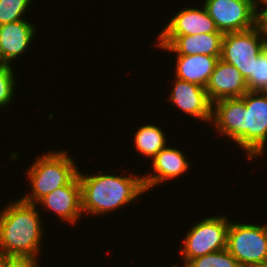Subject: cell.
Wrapping results in <instances>:
<instances>
[{
  "label": "cell",
  "instance_id": "5bb4252c",
  "mask_svg": "<svg viewBox=\"0 0 267 267\" xmlns=\"http://www.w3.org/2000/svg\"><path fill=\"white\" fill-rule=\"evenodd\" d=\"M202 33H222L206 8H183L161 30L159 35H196Z\"/></svg>",
  "mask_w": 267,
  "mask_h": 267
},
{
  "label": "cell",
  "instance_id": "2e32d148",
  "mask_svg": "<svg viewBox=\"0 0 267 267\" xmlns=\"http://www.w3.org/2000/svg\"><path fill=\"white\" fill-rule=\"evenodd\" d=\"M175 77L206 87L220 57L205 54L176 55Z\"/></svg>",
  "mask_w": 267,
  "mask_h": 267
},
{
  "label": "cell",
  "instance_id": "52a82bcc",
  "mask_svg": "<svg viewBox=\"0 0 267 267\" xmlns=\"http://www.w3.org/2000/svg\"><path fill=\"white\" fill-rule=\"evenodd\" d=\"M266 47V38L258 24L246 31L224 33L220 59L235 66L247 81L252 73L254 59Z\"/></svg>",
  "mask_w": 267,
  "mask_h": 267
},
{
  "label": "cell",
  "instance_id": "9c48e42d",
  "mask_svg": "<svg viewBox=\"0 0 267 267\" xmlns=\"http://www.w3.org/2000/svg\"><path fill=\"white\" fill-rule=\"evenodd\" d=\"M224 33L158 35L156 46L176 55L205 54L220 57Z\"/></svg>",
  "mask_w": 267,
  "mask_h": 267
},
{
  "label": "cell",
  "instance_id": "8992f818",
  "mask_svg": "<svg viewBox=\"0 0 267 267\" xmlns=\"http://www.w3.org/2000/svg\"><path fill=\"white\" fill-rule=\"evenodd\" d=\"M230 221L223 216L205 218L193 224L183 240V266L191 259L204 256L227 248V231Z\"/></svg>",
  "mask_w": 267,
  "mask_h": 267
},
{
  "label": "cell",
  "instance_id": "83f0119b",
  "mask_svg": "<svg viewBox=\"0 0 267 267\" xmlns=\"http://www.w3.org/2000/svg\"><path fill=\"white\" fill-rule=\"evenodd\" d=\"M172 267H180V266L179 265H174V266L172 265ZM181 267H183V266H181Z\"/></svg>",
  "mask_w": 267,
  "mask_h": 267
},
{
  "label": "cell",
  "instance_id": "7c38bea8",
  "mask_svg": "<svg viewBox=\"0 0 267 267\" xmlns=\"http://www.w3.org/2000/svg\"><path fill=\"white\" fill-rule=\"evenodd\" d=\"M205 90L213 104L225 98L242 97L248 91V87L246 80L235 66L219 59Z\"/></svg>",
  "mask_w": 267,
  "mask_h": 267
},
{
  "label": "cell",
  "instance_id": "277c9868",
  "mask_svg": "<svg viewBox=\"0 0 267 267\" xmlns=\"http://www.w3.org/2000/svg\"><path fill=\"white\" fill-rule=\"evenodd\" d=\"M68 153L54 150L36 158L27 169L32 193L21 197L23 201L36 204L55 189L67 185L78 174L79 167Z\"/></svg>",
  "mask_w": 267,
  "mask_h": 267
},
{
  "label": "cell",
  "instance_id": "7402d4cb",
  "mask_svg": "<svg viewBox=\"0 0 267 267\" xmlns=\"http://www.w3.org/2000/svg\"><path fill=\"white\" fill-rule=\"evenodd\" d=\"M258 24L262 28L264 36L267 41V9H265L259 16H258Z\"/></svg>",
  "mask_w": 267,
  "mask_h": 267
},
{
  "label": "cell",
  "instance_id": "d6986e66",
  "mask_svg": "<svg viewBox=\"0 0 267 267\" xmlns=\"http://www.w3.org/2000/svg\"><path fill=\"white\" fill-rule=\"evenodd\" d=\"M248 91H261L267 88V47L254 59L252 73L246 81Z\"/></svg>",
  "mask_w": 267,
  "mask_h": 267
},
{
  "label": "cell",
  "instance_id": "ffe728a7",
  "mask_svg": "<svg viewBox=\"0 0 267 267\" xmlns=\"http://www.w3.org/2000/svg\"><path fill=\"white\" fill-rule=\"evenodd\" d=\"M32 0H0V25L25 19Z\"/></svg>",
  "mask_w": 267,
  "mask_h": 267
},
{
  "label": "cell",
  "instance_id": "4316f807",
  "mask_svg": "<svg viewBox=\"0 0 267 267\" xmlns=\"http://www.w3.org/2000/svg\"><path fill=\"white\" fill-rule=\"evenodd\" d=\"M259 267H267V264L261 265V266H259Z\"/></svg>",
  "mask_w": 267,
  "mask_h": 267
},
{
  "label": "cell",
  "instance_id": "d4e9b609",
  "mask_svg": "<svg viewBox=\"0 0 267 267\" xmlns=\"http://www.w3.org/2000/svg\"><path fill=\"white\" fill-rule=\"evenodd\" d=\"M13 262L0 255V267H9Z\"/></svg>",
  "mask_w": 267,
  "mask_h": 267
},
{
  "label": "cell",
  "instance_id": "cb8c5ba5",
  "mask_svg": "<svg viewBox=\"0 0 267 267\" xmlns=\"http://www.w3.org/2000/svg\"><path fill=\"white\" fill-rule=\"evenodd\" d=\"M256 1V11L258 13V16L265 10L267 9V0H255ZM264 5L263 10H260L258 5ZM259 9V10H258Z\"/></svg>",
  "mask_w": 267,
  "mask_h": 267
},
{
  "label": "cell",
  "instance_id": "4fadbf2b",
  "mask_svg": "<svg viewBox=\"0 0 267 267\" xmlns=\"http://www.w3.org/2000/svg\"><path fill=\"white\" fill-rule=\"evenodd\" d=\"M184 152L177 148L166 146L152 158V175H143V183L146 191L153 187L165 183L169 179L177 178L187 173L189 162Z\"/></svg>",
  "mask_w": 267,
  "mask_h": 267
},
{
  "label": "cell",
  "instance_id": "e0dca14e",
  "mask_svg": "<svg viewBox=\"0 0 267 267\" xmlns=\"http://www.w3.org/2000/svg\"><path fill=\"white\" fill-rule=\"evenodd\" d=\"M166 136L158 125L146 124L141 126L134 135L135 149L143 155L152 159L164 147H166Z\"/></svg>",
  "mask_w": 267,
  "mask_h": 267
},
{
  "label": "cell",
  "instance_id": "30bf717a",
  "mask_svg": "<svg viewBox=\"0 0 267 267\" xmlns=\"http://www.w3.org/2000/svg\"><path fill=\"white\" fill-rule=\"evenodd\" d=\"M173 89L169 95V102L186 114L204 122L212 119V103L206 90L195 83H190L175 77Z\"/></svg>",
  "mask_w": 267,
  "mask_h": 267
},
{
  "label": "cell",
  "instance_id": "3957f363",
  "mask_svg": "<svg viewBox=\"0 0 267 267\" xmlns=\"http://www.w3.org/2000/svg\"><path fill=\"white\" fill-rule=\"evenodd\" d=\"M81 186L82 213L108 214L130 204L146 193L143 176H120L102 173L83 175L78 171Z\"/></svg>",
  "mask_w": 267,
  "mask_h": 267
},
{
  "label": "cell",
  "instance_id": "ba28073f",
  "mask_svg": "<svg viewBox=\"0 0 267 267\" xmlns=\"http://www.w3.org/2000/svg\"><path fill=\"white\" fill-rule=\"evenodd\" d=\"M204 7L222 33L246 31L258 25L255 0H205Z\"/></svg>",
  "mask_w": 267,
  "mask_h": 267
},
{
  "label": "cell",
  "instance_id": "8fae6325",
  "mask_svg": "<svg viewBox=\"0 0 267 267\" xmlns=\"http://www.w3.org/2000/svg\"><path fill=\"white\" fill-rule=\"evenodd\" d=\"M38 204L57 214L61 220L74 225L83 214L78 174L67 185L57 188L41 198L36 203L37 206H39Z\"/></svg>",
  "mask_w": 267,
  "mask_h": 267
},
{
  "label": "cell",
  "instance_id": "5b68a950",
  "mask_svg": "<svg viewBox=\"0 0 267 267\" xmlns=\"http://www.w3.org/2000/svg\"><path fill=\"white\" fill-rule=\"evenodd\" d=\"M227 250L241 267L267 264V226L231 222L227 231Z\"/></svg>",
  "mask_w": 267,
  "mask_h": 267
},
{
  "label": "cell",
  "instance_id": "ac0fdd59",
  "mask_svg": "<svg viewBox=\"0 0 267 267\" xmlns=\"http://www.w3.org/2000/svg\"><path fill=\"white\" fill-rule=\"evenodd\" d=\"M184 267H241L226 249L191 259Z\"/></svg>",
  "mask_w": 267,
  "mask_h": 267
},
{
  "label": "cell",
  "instance_id": "9a60e30c",
  "mask_svg": "<svg viewBox=\"0 0 267 267\" xmlns=\"http://www.w3.org/2000/svg\"><path fill=\"white\" fill-rule=\"evenodd\" d=\"M35 30L34 24L24 19L0 25V44L4 59L9 65L29 49Z\"/></svg>",
  "mask_w": 267,
  "mask_h": 267
},
{
  "label": "cell",
  "instance_id": "603a6c76",
  "mask_svg": "<svg viewBox=\"0 0 267 267\" xmlns=\"http://www.w3.org/2000/svg\"><path fill=\"white\" fill-rule=\"evenodd\" d=\"M9 267H40V265L34 263H17L13 262Z\"/></svg>",
  "mask_w": 267,
  "mask_h": 267
},
{
  "label": "cell",
  "instance_id": "484cf974",
  "mask_svg": "<svg viewBox=\"0 0 267 267\" xmlns=\"http://www.w3.org/2000/svg\"><path fill=\"white\" fill-rule=\"evenodd\" d=\"M9 64L5 61L3 51L0 44V68L4 66H8Z\"/></svg>",
  "mask_w": 267,
  "mask_h": 267
},
{
  "label": "cell",
  "instance_id": "7a4b0ae2",
  "mask_svg": "<svg viewBox=\"0 0 267 267\" xmlns=\"http://www.w3.org/2000/svg\"><path fill=\"white\" fill-rule=\"evenodd\" d=\"M0 211V255L17 263H38L42 222L36 204L23 201L8 203Z\"/></svg>",
  "mask_w": 267,
  "mask_h": 267
},
{
  "label": "cell",
  "instance_id": "44dd1931",
  "mask_svg": "<svg viewBox=\"0 0 267 267\" xmlns=\"http://www.w3.org/2000/svg\"><path fill=\"white\" fill-rule=\"evenodd\" d=\"M12 65L4 66L0 68V107H5L12 102L13 94H15L14 87L16 75L14 76Z\"/></svg>",
  "mask_w": 267,
  "mask_h": 267
},
{
  "label": "cell",
  "instance_id": "6da1fadb",
  "mask_svg": "<svg viewBox=\"0 0 267 267\" xmlns=\"http://www.w3.org/2000/svg\"><path fill=\"white\" fill-rule=\"evenodd\" d=\"M214 130L226 135L246 152L249 159L264 156L267 144V93L247 91L239 98L212 104Z\"/></svg>",
  "mask_w": 267,
  "mask_h": 267
}]
</instances>
